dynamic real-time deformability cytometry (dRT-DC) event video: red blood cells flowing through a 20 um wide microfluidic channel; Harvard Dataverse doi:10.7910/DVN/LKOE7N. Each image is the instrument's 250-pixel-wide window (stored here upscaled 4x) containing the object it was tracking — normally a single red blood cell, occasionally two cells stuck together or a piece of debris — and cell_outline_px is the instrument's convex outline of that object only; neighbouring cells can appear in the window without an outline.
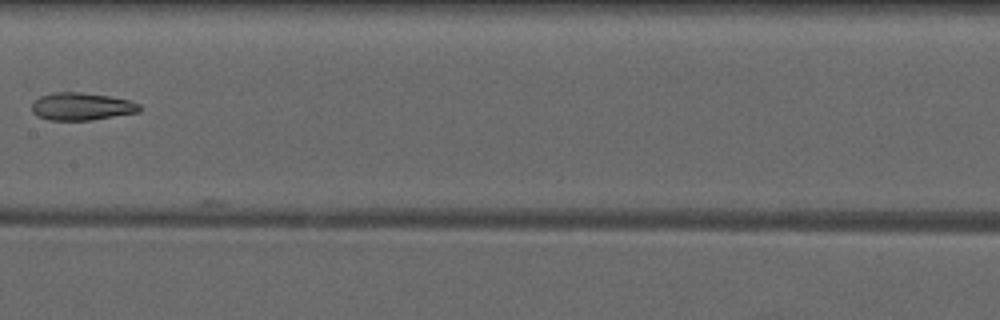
{"species": "common noctule bat (a hibernating species)", "species_latin": "Nyctalus noctula", "temperature_condition": "warm", "stored_images_in_passage": 5, "camera_frame_rate_fps": 3000, "um_per_image_px": 0.085, "animal": {"sex": "male", "forearm_length_mm": 52.5}, "frame": {"image": 1, "passage_image": 5, "time_ms": 4.667, "image_size_px": [1000, 320], "cell_outline_px": [[140, 112], [92, 120], [48, 120], [36, 116], [32, 112], [32, 104], [40, 96], [56, 92], [80, 92], [108, 96], [132, 100], [140, 104]], "centroid_in_image_um": [6.95, 9.05], "position_along_channel_um": 200.5, "area_um2": 17.4}}